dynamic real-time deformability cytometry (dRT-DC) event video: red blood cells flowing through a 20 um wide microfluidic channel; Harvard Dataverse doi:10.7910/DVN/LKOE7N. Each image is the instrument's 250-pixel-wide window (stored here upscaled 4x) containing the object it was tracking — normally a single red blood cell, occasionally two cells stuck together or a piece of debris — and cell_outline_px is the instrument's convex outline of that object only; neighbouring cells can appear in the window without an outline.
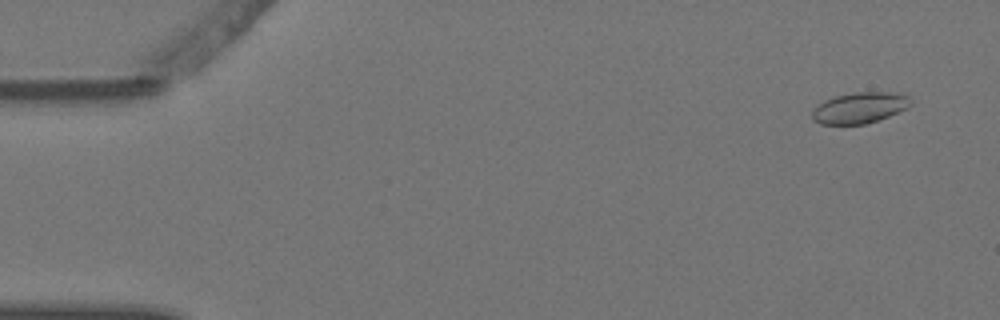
{"species": "Egyptian fruit bat (a non-hibernating species)", "species_latin": "Rousettus aegyptiacus", "temperature_condition": "warm", "stored_images_in_passage": 6, "camera_frame_rate_fps": 3000, "um_per_image_px": 0.085, "animal": {"sex": "female"}, "frame": {"image": 1, "passage_image": 2, "time_ms": 0.333, "image_size_px": [1000, 320], "cell_outline_px": [[912, 104], [908, 108], [888, 116], [864, 124], [820, 124], [812, 120], [812, 108], [824, 100], [836, 96], [856, 92], [888, 92], [908, 96], [912, 100]], "centroid_in_image_um": [73.04, 9.16], "position_along_channel_um": 12.0, "area_um2": 17.74}}
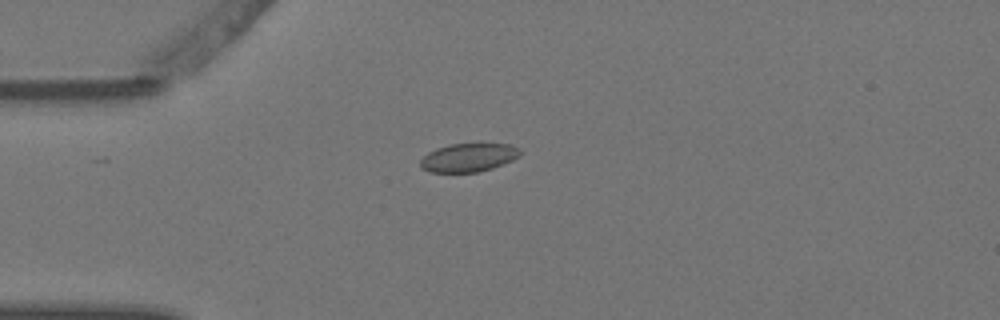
{"frame": {"image": 2, "passage_image": 5, "time_ms": 1.333, "image_size_px": [1000, 320], "cell_outline_px": [[520, 152], [512, 160], [492, 168], [476, 172], [432, 172], [420, 168], [420, 160], [428, 152], [436, 148], [448, 144], [508, 144], [520, 148]], "centroid_in_image_um": [39.77, 13.39], "position_along_channel_um": 45.2, "area_um2": 16.36}}